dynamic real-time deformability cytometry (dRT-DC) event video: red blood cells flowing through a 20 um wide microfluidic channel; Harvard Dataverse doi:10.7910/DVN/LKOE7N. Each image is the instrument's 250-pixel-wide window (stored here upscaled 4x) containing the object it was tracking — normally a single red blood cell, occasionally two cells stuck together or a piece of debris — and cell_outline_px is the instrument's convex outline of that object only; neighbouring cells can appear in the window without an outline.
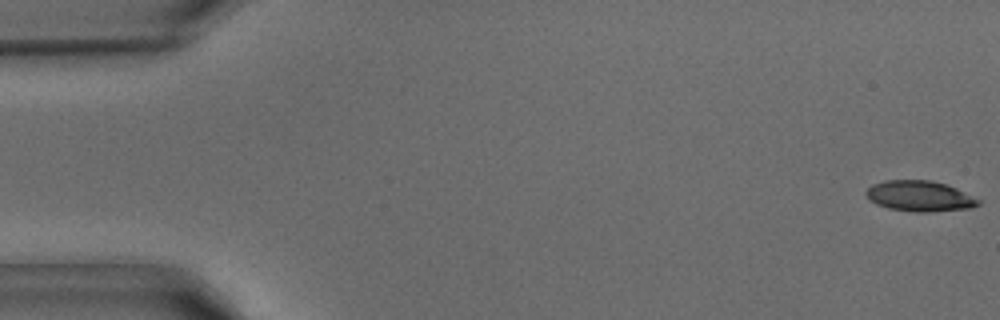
{"species": "common noctule bat (a hibernating species)", "species_latin": "Nyctalus noctula", "temperature_condition": "warm", "stored_images_in_passage": 15, "camera_frame_rate_fps": 3000, "um_per_image_px": 0.085, "animal": {"sex": "male", "body_mass_g": 15.6}, "frame": {"image": 1, "passage_image": 1, "time_ms": 0.0, "image_size_px": [1000, 320], "cell_outline_px": [[980, 204], [972, 208], [928, 212], [916, 212], [888, 208], [876, 204], [868, 200], [864, 192], [872, 184], [884, 180], [928, 180], [944, 184], [956, 188], [980, 200]], "centroid_in_image_um": [78.13, 16.67], "position_along_channel_um": 6.9, "area_um2": 20.06}}
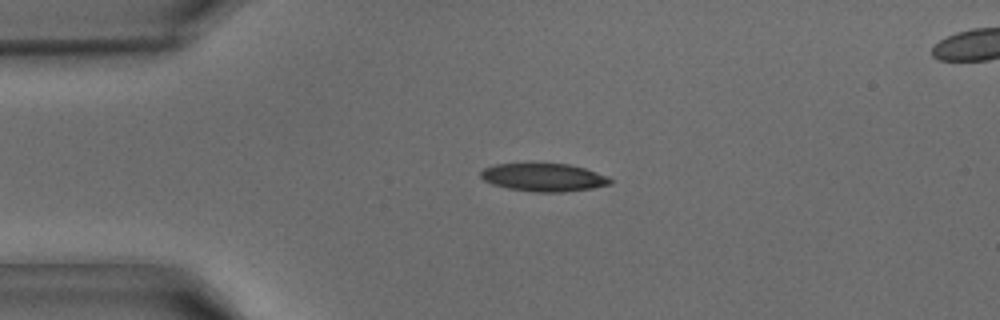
{"frame": {"image": 2, "passage_image": 10, "time_ms": 3.0, "image_size_px": [1000, 320], "cell_outline_px": [[612, 184], [592, 188], [564, 192], [536, 192], [508, 188], [492, 184], [484, 180], [480, 176], [480, 172], [484, 168], [496, 164], [568, 164], [584, 168], [608, 176], [612, 180]], "centroid_in_image_um": [46.23, 15.08], "position_along_channel_um": 38.8, "area_um2": 20.98}}